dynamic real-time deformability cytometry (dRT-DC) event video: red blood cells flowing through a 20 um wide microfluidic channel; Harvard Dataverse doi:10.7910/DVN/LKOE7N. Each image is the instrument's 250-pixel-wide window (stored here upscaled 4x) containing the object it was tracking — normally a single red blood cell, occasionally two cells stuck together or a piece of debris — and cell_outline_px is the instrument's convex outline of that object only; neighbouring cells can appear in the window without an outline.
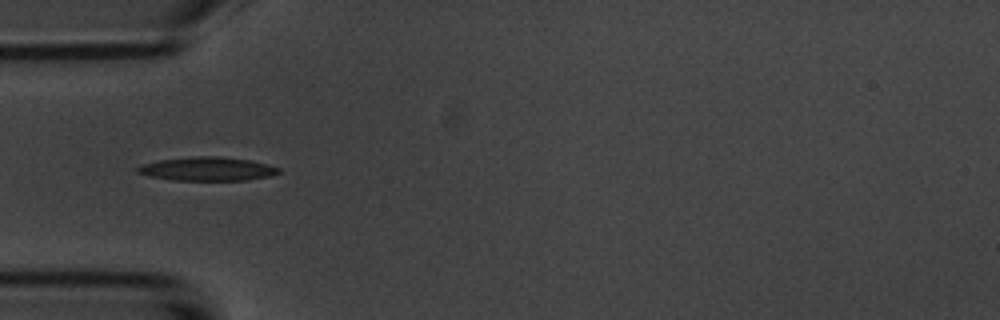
{"species": "common noctule bat (a hibernating species)", "species_latin": "Nyctalus noctula", "temperature_condition": "room temperature", "stored_images_in_passage": 4, "camera_frame_rate_fps": 3000, "um_per_image_px": 0.085, "animal": {"sex": "male", "body_mass_g": 20.1, "forearm_length_mm": 53.5}, "frame": {"image": 1, "passage_image": 3, "time_ms": 2.333, "image_size_px": [1000, 320], "cell_outline_px": [[280, 172], [272, 176], [248, 180], [172, 180], [148, 176], [136, 172], [136, 168], [140, 164], [160, 160], [192, 156], [216, 156], [248, 160], [280, 168]], "centroid_in_image_um": [17.58, 14.36], "position_along_channel_um": 67.4, "area_um2": 19.48}}
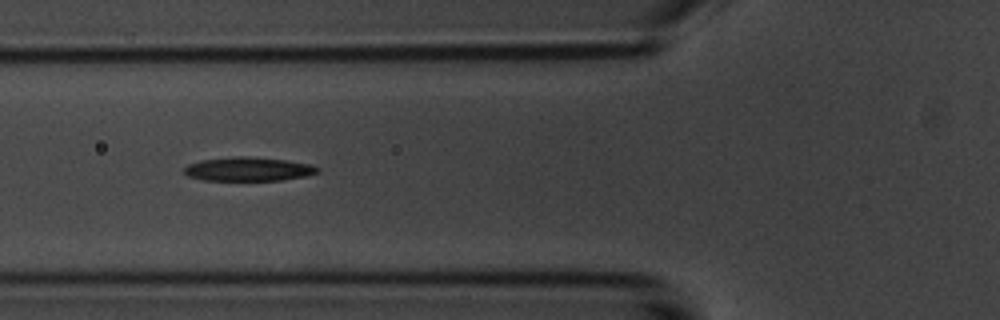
{"frame": {"image": 2, "passage_image": 4, "time_ms": 3.333, "image_size_px": [1000, 320], "cell_outline_px": [[320, 172], [304, 176], [280, 180], [204, 180], [188, 176], [184, 172], [184, 168], [188, 164], [200, 160], [232, 156], [248, 156], [284, 160], [312, 164], [320, 168]], "centroid_in_image_um": [21.1, 14.36], "position_along_channel_um": 104.7, "area_um2": 18.55}}